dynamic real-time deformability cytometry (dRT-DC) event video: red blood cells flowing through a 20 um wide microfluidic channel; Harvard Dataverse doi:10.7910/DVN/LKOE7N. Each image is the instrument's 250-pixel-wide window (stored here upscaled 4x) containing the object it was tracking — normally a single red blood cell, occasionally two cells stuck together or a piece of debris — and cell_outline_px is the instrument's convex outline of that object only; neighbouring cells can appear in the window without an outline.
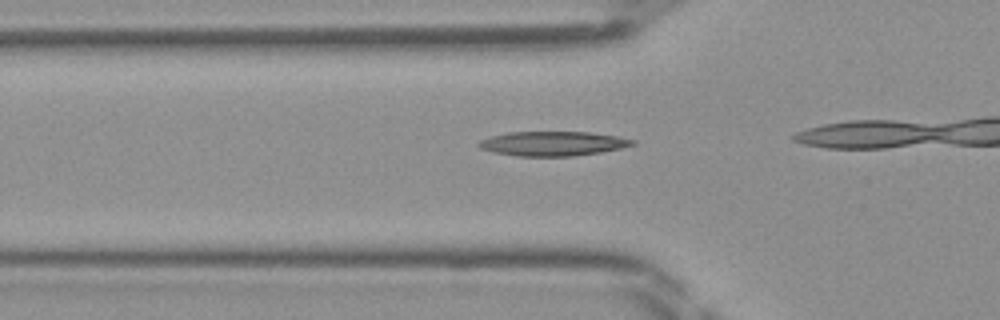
{"species": "Egyptian fruit bat (a non-hibernating species)", "species_latin": "Rousettus aegyptiacus", "temperature_condition": "room temperature", "stored_images_in_passage": 7, "camera_frame_rate_fps": 3000, "um_per_image_px": 0.085, "frame": {"image": 1, "passage_image": 3, "time_ms": 0.667, "image_size_px": [1000, 320], "cell_outline_px": [[636, 144], [620, 148], [600, 152], [572, 156], [516, 156], [492, 152], [480, 148], [476, 144], [480, 140], [492, 136], [508, 132], [592, 132], [616, 136], [636, 140]], "centroid_in_image_um": [46.97, 12.2], "position_along_channel_um": 78.8, "area_um2": 21.91}}
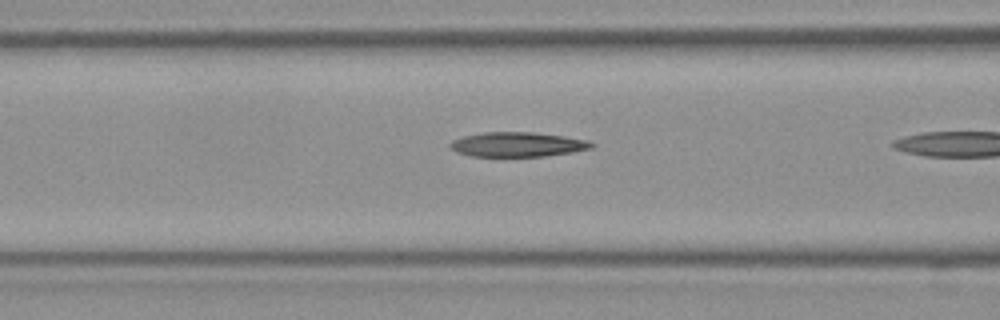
{"frame": {"image": 2, "passage_image": 6, "time_ms": 1.667, "image_size_px": [1000, 320], "cell_outline_px": [[596, 144], [592, 148], [572, 152], [544, 156], [472, 156], [456, 152], [448, 148], [448, 144], [452, 140], [464, 136], [484, 132], [532, 132], [564, 136], [588, 140]], "centroid_in_image_um": [43.97, 12.27], "position_along_channel_um": 122.6, "area_um2": 20.35}}